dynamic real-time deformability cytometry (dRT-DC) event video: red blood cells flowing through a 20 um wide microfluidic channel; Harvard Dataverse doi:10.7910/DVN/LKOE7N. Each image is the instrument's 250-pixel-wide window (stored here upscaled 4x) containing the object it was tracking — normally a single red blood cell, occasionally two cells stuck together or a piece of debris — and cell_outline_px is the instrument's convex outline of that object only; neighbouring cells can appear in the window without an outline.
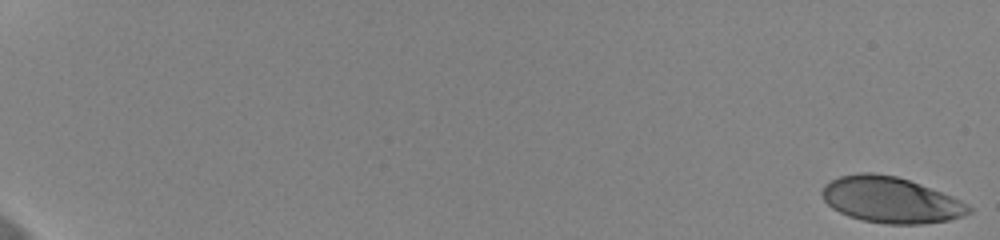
{"species": "human", "species_latin": "Homo sapiens", "temperature_condition": "cold", "stored_images_in_passage": 59, "camera_frame_rate_fps": 3000, "um_per_image_px": 0.085, "donor": {"sex": "female"}, "frame": {"image": 1, "passage_image": 1, "time_ms": 0.0, "image_size_px": [1000, 240], "cell_outline_px": [[972, 212], [964, 216], [948, 220], [920, 224], [884, 224], [860, 220], [848, 216], [832, 208], [824, 200], [820, 192], [824, 184], [840, 176], [860, 172], [872, 172], [896, 176], [920, 184], [952, 196], [960, 200], [972, 208]], "centroid_in_image_um": [75.69, 17.0], "position_along_channel_um": 9.3, "area_um2": 39.36}}
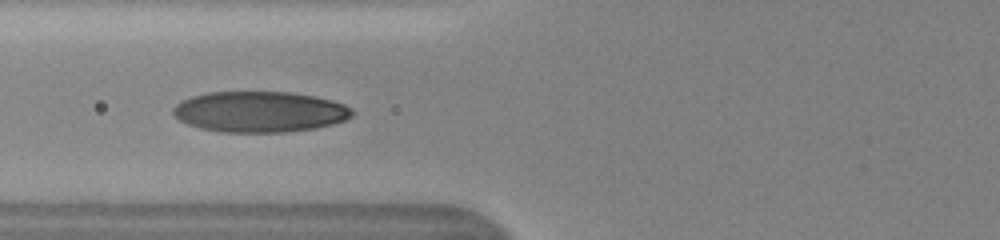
{"frame": {"image": 2, "passage_image": 27, "time_ms": 8.667, "image_size_px": [1000, 240], "cell_outline_px": [[356, 112], [352, 116], [344, 120], [332, 124], [316, 128], [288, 132], [220, 132], [200, 128], [188, 124], [172, 116], [172, 108], [180, 100], [192, 96], [208, 92], [288, 92], [316, 96], [332, 100], [344, 104], [352, 108]], "centroid_in_image_um": [22.07, 9.5], "position_along_channel_um": 103.7, "area_um2": 42.95}}
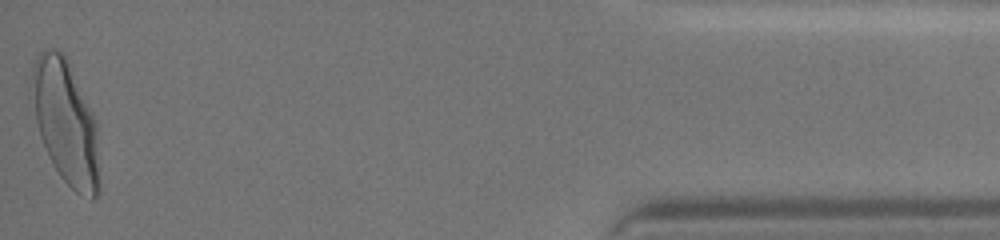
{"frame": {"image": 3, "passage_image": 59, "time_ms": 19.333, "image_size_px": [1000, 240], "cell_outline_px": [[100, 188], [96, 196], [92, 200], [76, 192], [60, 176], [48, 156], [40, 136], [28, 96], [28, 88], [32, 64], [36, 56], [44, 48], [56, 48], [68, 60], [96, 120]], "centroid_in_image_um": [5.53, 10.34], "position_along_channel_um": 429.7, "area_um2": 49.65}, "authors_computed_cell_mechanics": {"area_um2": 40.9224, "velocity_mm_per_s": 3.6244, "shape_relaxation_time_tau1_ms": 3.604, "shape_relaxation_time_tau2_ms": null, "deformation_change_tau1": 0.178, "deformation_change_tau2": null}}